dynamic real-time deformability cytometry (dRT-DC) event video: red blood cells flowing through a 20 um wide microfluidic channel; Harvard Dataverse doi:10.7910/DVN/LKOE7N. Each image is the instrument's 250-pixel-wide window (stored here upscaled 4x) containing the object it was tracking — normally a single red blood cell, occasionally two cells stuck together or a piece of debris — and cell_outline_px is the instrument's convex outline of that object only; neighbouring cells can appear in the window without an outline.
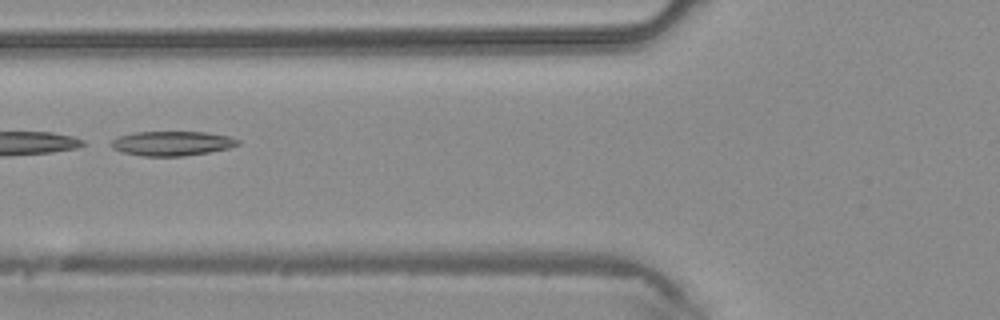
{"species": "common noctule bat (a hibernating species)", "species_latin": "Nyctalus noctula", "temperature_condition": "warm", "stored_images_in_passage": 26, "camera_frame_rate_fps": 3000, "um_per_image_px": 0.085, "animal": {"sex": "male", "body_mass_g": 20.4}, "frame": {"image": 1, "passage_image": 5, "time_ms": 1.333, "image_size_px": [1000, 320], "cell_outline_px": [[240, 144], [228, 148], [208, 152], [184, 156], [144, 156], [120, 152], [112, 148], [108, 144], [112, 140], [120, 136], [136, 132], [204, 132], [228, 136], [240, 140]], "centroid_in_image_um": [14.59, 12.19], "position_along_channel_um": 111.2, "area_um2": 18.09}}